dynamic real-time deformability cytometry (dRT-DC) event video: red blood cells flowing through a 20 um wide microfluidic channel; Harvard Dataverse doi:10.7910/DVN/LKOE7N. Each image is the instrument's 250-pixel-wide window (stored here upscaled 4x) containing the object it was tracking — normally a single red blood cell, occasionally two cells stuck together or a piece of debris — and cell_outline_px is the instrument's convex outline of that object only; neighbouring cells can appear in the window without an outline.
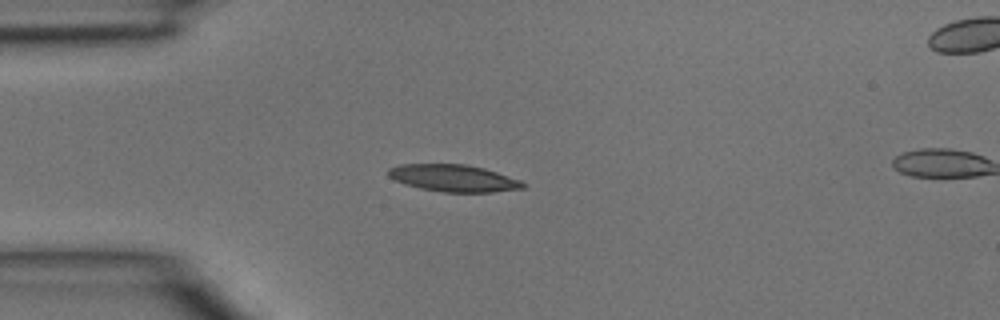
{"species": "common noctule bat (a hibernating species)", "species_latin": "Nyctalus noctula", "temperature_condition": "room temperature", "stored_images_in_passage": 2, "camera_frame_rate_fps": 3000, "um_per_image_px": 0.085, "animal": {"sex": "male", "body_mass_g": 15.6}, "frame": {"image": 1, "passage_image": 2, "time_ms": 0.333, "image_size_px": [1000, 320], "cell_outline_px": [[528, 184], [524, 188], [492, 192], [444, 192], [420, 188], [404, 184], [388, 176], [388, 168], [400, 164], [464, 164], [484, 168], [520, 180]], "centroid_in_image_um": [38.55, 15.14], "position_along_channel_um": 46.4, "area_um2": 21.15}}